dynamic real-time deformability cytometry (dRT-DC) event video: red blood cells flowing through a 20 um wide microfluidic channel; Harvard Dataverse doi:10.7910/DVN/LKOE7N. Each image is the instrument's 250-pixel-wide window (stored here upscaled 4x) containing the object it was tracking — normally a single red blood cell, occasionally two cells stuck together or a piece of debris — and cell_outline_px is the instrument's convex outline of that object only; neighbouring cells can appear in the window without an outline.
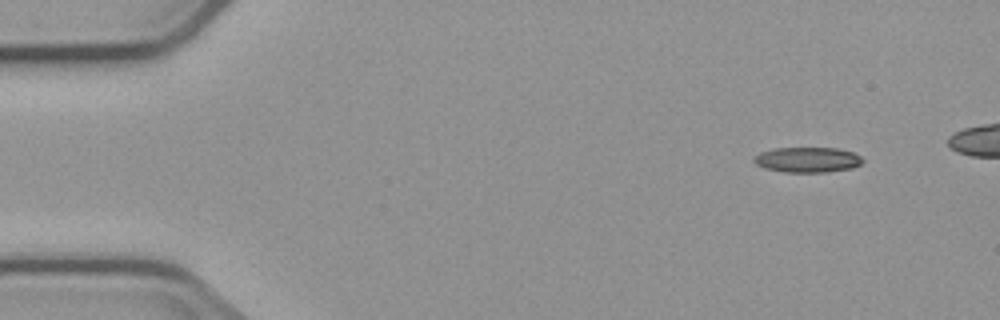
{"species": "common noctule bat (a hibernating species)", "species_latin": "Nyctalus noctula", "temperature_condition": "cold", "stored_images_in_passage": 5, "camera_frame_rate_fps": 3000, "um_per_image_px": 0.085, "animal": {"sex": "male", "body_mass_g": 23.1, "forearm_length_mm": 52.7}, "frame": {"image": 1, "passage_image": 1, "time_ms": 0.0, "image_size_px": [1000, 320], "cell_outline_px": [[864, 160], [860, 164], [852, 168], [824, 172], [784, 172], [764, 168], [756, 164], [752, 160], [760, 152], [776, 148], [836, 148], [852, 152], [860, 156]], "centroid_in_image_um": [68.62, 13.58], "position_along_channel_um": 16.4, "area_um2": 15.9}}